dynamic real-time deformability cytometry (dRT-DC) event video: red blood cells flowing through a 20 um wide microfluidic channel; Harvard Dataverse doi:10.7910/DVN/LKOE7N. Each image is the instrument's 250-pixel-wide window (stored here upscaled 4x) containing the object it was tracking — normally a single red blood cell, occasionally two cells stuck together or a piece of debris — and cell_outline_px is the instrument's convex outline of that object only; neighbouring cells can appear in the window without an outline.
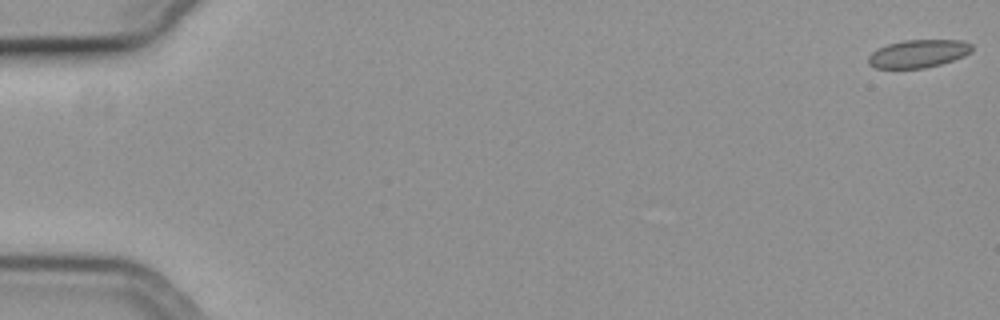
{"species": "common noctule bat (a hibernating species)", "species_latin": "Nyctalus noctula", "temperature_condition": "cold", "stored_images_in_passage": 13, "camera_frame_rate_fps": 3000, "um_per_image_px": 0.085, "animal": {"sex": "female", "body_mass_g": 19.3, "forearm_length_mm": 54.1}, "frame": {"image": 1, "passage_image": 1, "time_ms": 0.0, "image_size_px": [1000, 320], "cell_outline_px": [[972, 52], [964, 56], [940, 64], [924, 68], [876, 68], [868, 64], [868, 56], [876, 48], [888, 44], [904, 40], [964, 40], [972, 44]], "centroid_in_image_um": [78.05, 4.55], "position_along_channel_um": 6.9, "area_um2": 16.94}}